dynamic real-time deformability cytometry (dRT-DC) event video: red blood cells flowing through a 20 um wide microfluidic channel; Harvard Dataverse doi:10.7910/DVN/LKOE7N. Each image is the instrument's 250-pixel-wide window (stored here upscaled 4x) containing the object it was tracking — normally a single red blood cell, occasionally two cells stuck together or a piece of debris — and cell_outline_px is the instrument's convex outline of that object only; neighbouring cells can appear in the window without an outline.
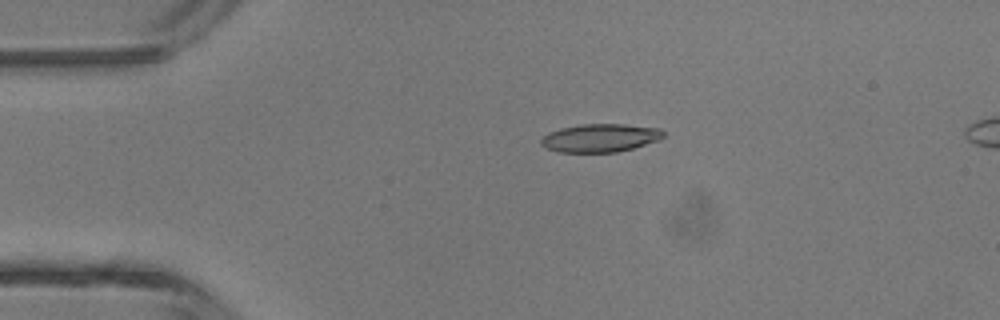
{"species": "common noctule bat (a hibernating species)", "species_latin": "Nyctalus noctula", "temperature_condition": "room temperature", "stored_images_in_passage": 4, "camera_frame_rate_fps": 3000, "um_per_image_px": 0.085, "animal": {"sex": "male", "body_mass_g": 13.3}, "frame": {"image": 1, "passage_image": 2, "time_ms": 2.0, "image_size_px": [1000, 320], "cell_outline_px": [[664, 136], [660, 140], [632, 148], [616, 152], [560, 152], [544, 148], [540, 144], [540, 140], [548, 132], [560, 128], [580, 124], [624, 124], [660, 128], [664, 132]], "centroid_in_image_um": [51.0, 11.72], "position_along_channel_um": 34.0, "area_um2": 20.23}}